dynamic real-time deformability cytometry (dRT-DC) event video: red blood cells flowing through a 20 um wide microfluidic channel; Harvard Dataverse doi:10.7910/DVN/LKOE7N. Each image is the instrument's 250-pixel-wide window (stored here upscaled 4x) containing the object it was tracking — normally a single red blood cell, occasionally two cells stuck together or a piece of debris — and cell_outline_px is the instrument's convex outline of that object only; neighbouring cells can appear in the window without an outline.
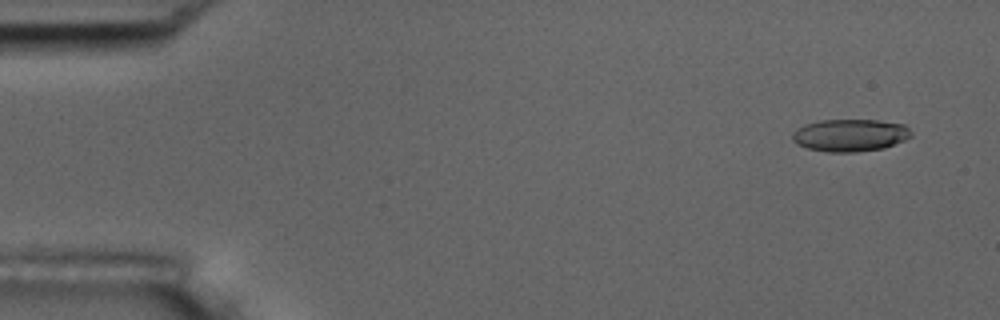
{"species": "common noctule bat (a hibernating species)", "species_latin": "Nyctalus noctula", "temperature_condition": "room temperature", "stored_images_in_passage": 4, "camera_frame_rate_fps": 3000, "um_per_image_px": 0.085, "animal": {"sex": "male", "body_mass_g": 17.5, "forearm_length_mm": 52.3}, "frame": {"image": 1, "passage_image": 1, "time_ms": 0.0, "image_size_px": [1000, 320], "cell_outline_px": [[912, 136], [904, 140], [884, 148], [856, 152], [828, 152], [808, 148], [796, 144], [792, 140], [792, 132], [796, 128], [804, 124], [820, 120], [876, 120], [904, 124], [912, 132]], "centroid_in_image_um": [72.23, 11.49], "position_along_channel_um": 12.8, "area_um2": 22.54}}
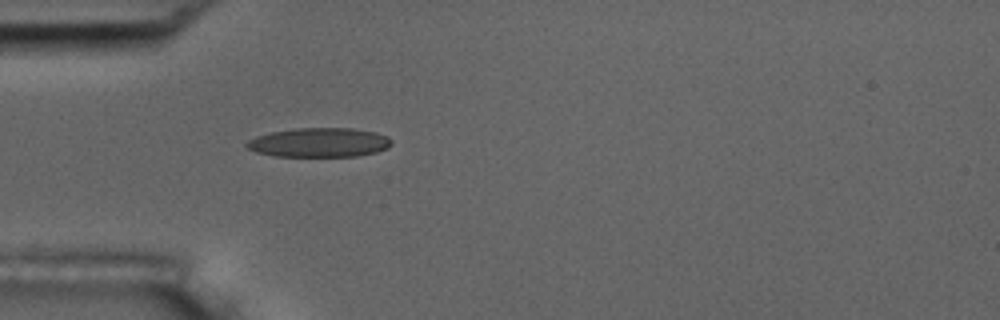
{"frame": {"image": 2, "passage_image": 4, "time_ms": 4.333, "image_size_px": [1000, 320], "cell_outline_px": [[392, 144], [388, 148], [376, 152], [356, 156], [276, 156], [256, 152], [248, 148], [244, 144], [248, 140], [256, 136], [272, 132], [292, 128], [352, 128], [376, 132], [388, 136], [392, 140]], "centroid_in_image_um": [27.15, 12.1], "position_along_channel_um": 57.8, "area_um2": 24.8}}